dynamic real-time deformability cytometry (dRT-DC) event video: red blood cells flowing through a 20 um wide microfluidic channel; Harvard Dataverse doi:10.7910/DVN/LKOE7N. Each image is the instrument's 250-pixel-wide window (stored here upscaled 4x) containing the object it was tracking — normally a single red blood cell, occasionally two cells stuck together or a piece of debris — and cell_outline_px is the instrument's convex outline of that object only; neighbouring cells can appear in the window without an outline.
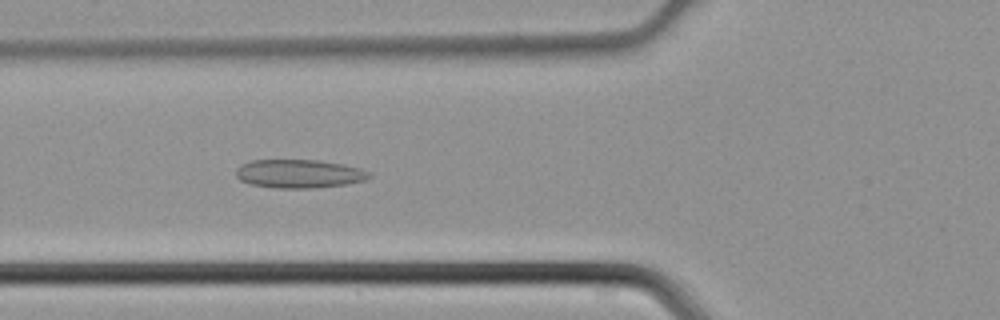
{"species": "common noctule bat (a hibernating species)", "species_latin": "Nyctalus noctula", "temperature_condition": "cold", "stored_images_in_passage": 45, "camera_frame_rate_fps": 3000, "um_per_image_px": 0.085, "animal": {"sex": "male", "body_mass_g": 21.5, "forearm_length_mm": 52.0}, "frame": {"image": 1, "passage_image": 17, "time_ms": 5.333, "image_size_px": [1000, 320], "cell_outline_px": [[372, 176], [364, 180], [344, 184], [316, 188], [272, 188], [248, 184], [240, 180], [236, 176], [236, 168], [240, 164], [252, 160], [320, 160], [344, 164], [360, 168], [372, 172]], "centroid_in_image_um": [25.41, 14.76], "position_along_channel_um": 100.4, "area_um2": 22.43}}
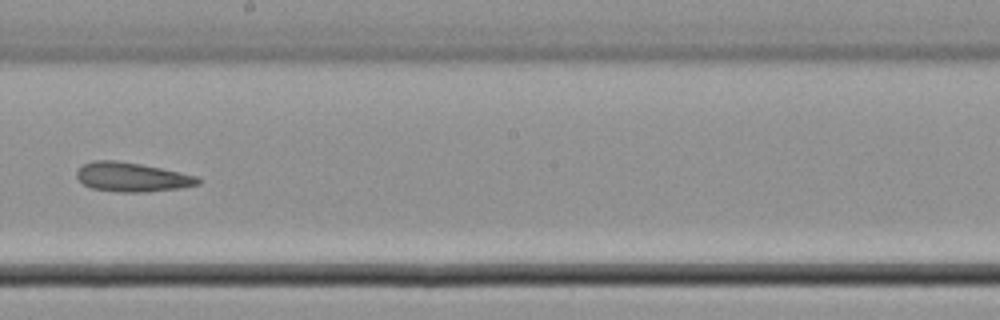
{"frame": {"image": 2, "passage_image": 26, "time_ms": 8.333, "image_size_px": [1000, 320], "cell_outline_px": [[200, 184], [180, 188], [148, 192], [120, 192], [92, 188], [84, 184], [76, 176], [76, 172], [84, 164], [92, 160], [116, 160], [140, 164], [200, 176]], "centroid_in_image_um": [11.25, 15.05], "position_along_channel_um": 237.0, "area_um2": 20.63}}
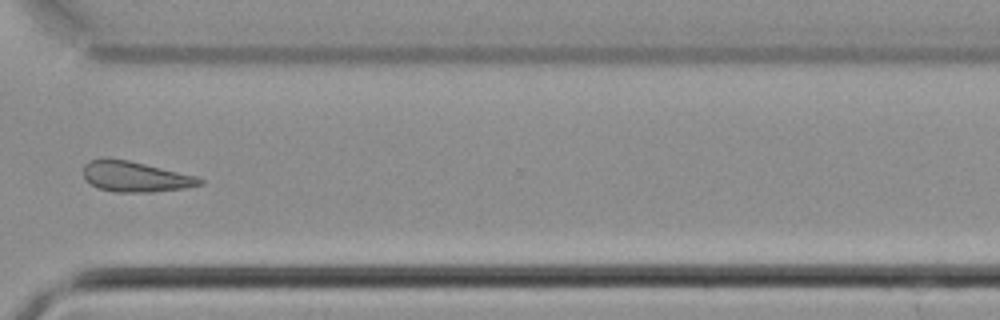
{"frame": {"image": 3, "passage_image": 34, "time_ms": 11.0, "image_size_px": [1000, 320], "cell_outline_px": [[204, 184], [184, 188], [152, 192], [116, 192], [96, 188], [84, 180], [84, 164], [88, 160], [104, 156], [128, 160], [196, 176], [204, 180]], "centroid_in_image_um": [11.43, 15.0], "position_along_channel_um": 359.2, "area_um2": 20.98}}